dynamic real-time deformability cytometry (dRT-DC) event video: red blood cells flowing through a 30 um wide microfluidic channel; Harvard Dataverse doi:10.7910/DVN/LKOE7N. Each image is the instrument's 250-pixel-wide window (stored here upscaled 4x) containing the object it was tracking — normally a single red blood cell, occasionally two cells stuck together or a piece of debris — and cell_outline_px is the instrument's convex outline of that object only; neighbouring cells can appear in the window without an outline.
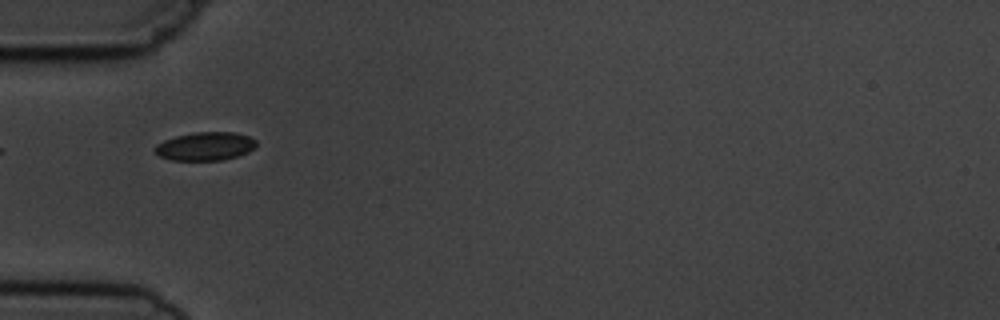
{"species": "common noctule bat (a hibernating species)", "species_latin": "Nyctalus noctula", "temperature_condition": "cold", "stored_images_in_passage": 8, "camera_frame_rate_fps": 3000, "um_per_image_px": 0.085, "animal": {"sex": "male", "body_mass_g": 19.5, "forearm_length_mm": 54.6}, "frame": {"image": 1, "passage_image": 5, "time_ms": 4.667, "image_size_px": [1000, 320], "cell_outline_px": [[256, 144], [248, 152], [236, 156], [220, 160], [172, 160], [160, 156], [156, 152], [156, 144], [164, 140], [176, 136], [196, 132], [236, 132], [248, 136], [256, 140]], "centroid_in_image_um": [17.45, 12.42], "position_along_channel_um": 67.5, "area_um2": 16.53}}
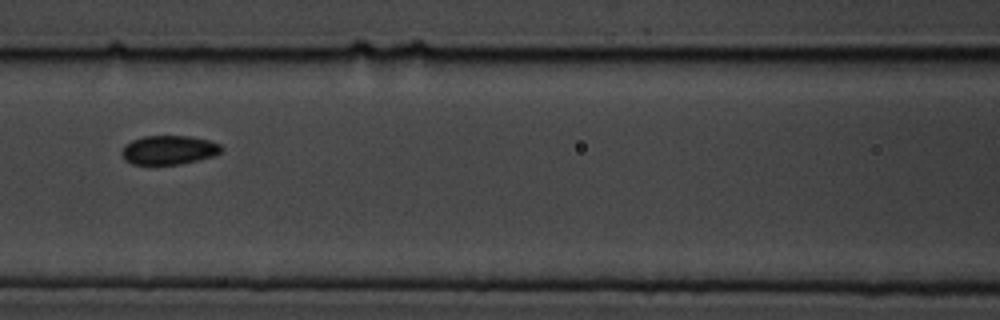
{"frame": {"image": 2, "passage_image": 7, "time_ms": 7.0, "image_size_px": [1000, 320], "cell_outline_px": [[224, 148], [220, 152], [212, 156], [180, 164], [152, 168], [132, 164], [124, 160], [120, 152], [124, 144], [132, 140], [144, 136], [192, 136], [208, 140], [220, 144]], "centroid_in_image_um": [14.27, 12.79], "position_along_channel_um": 152.3, "area_um2": 17.57}}
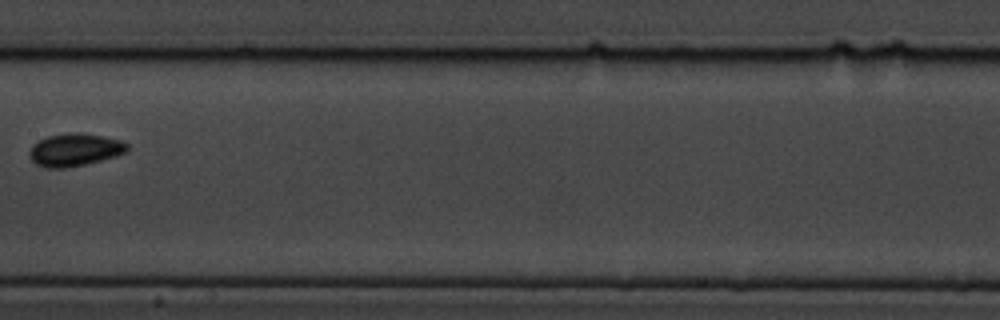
{"frame": {"image": 3, "passage_image": 8, "time_ms": 8.333, "image_size_px": [1000, 320], "cell_outline_px": [[128, 152], [116, 156], [68, 168], [48, 168], [36, 164], [28, 156], [28, 152], [32, 144], [36, 140], [48, 136], [72, 132], [80, 132], [104, 136], [120, 140], [128, 144]], "centroid_in_image_um": [6.33, 12.72], "position_along_channel_um": 201.1, "area_um2": 18.84}}